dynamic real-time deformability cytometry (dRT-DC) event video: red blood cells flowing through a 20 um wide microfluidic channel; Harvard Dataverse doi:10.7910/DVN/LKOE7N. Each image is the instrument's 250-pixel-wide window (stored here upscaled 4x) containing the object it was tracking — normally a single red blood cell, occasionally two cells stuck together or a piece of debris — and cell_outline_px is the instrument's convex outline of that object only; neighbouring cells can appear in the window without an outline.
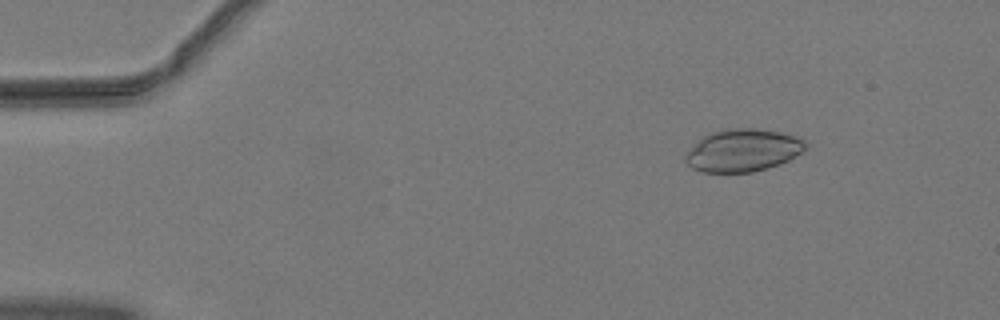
{"species": "common noctule bat (a hibernating species)", "species_latin": "Nyctalus noctula", "temperature_condition": "warm", "stored_images_in_passage": 45, "camera_frame_rate_fps": 3000, "um_per_image_px": 0.085, "animal": {"sex": "male", "body_mass_g": 19.2, "forearm_length_mm": 51.8}, "frame": {"image": 1, "passage_image": 1, "time_ms": 0.0, "image_size_px": [1000, 320], "cell_outline_px": [[808, 144], [804, 152], [780, 164], [768, 168], [752, 172], [704, 172], [692, 168], [684, 160], [684, 152], [688, 148], [704, 136], [712, 132], [728, 128], [752, 128], [780, 132], [796, 136], [804, 140]], "centroid_in_image_um": [63.14, 12.78], "position_along_channel_um": 21.9, "area_um2": 30.0}}
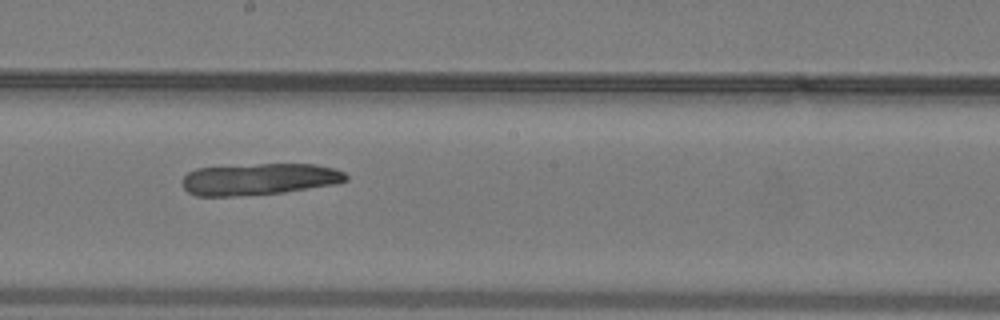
{"frame": {"image": 2, "passage_image": 23, "time_ms": 7.333, "image_size_px": [1000, 320], "cell_outline_px": [[348, 180], [336, 184], [284, 192], [236, 196], [196, 196], [188, 192], [180, 184], [180, 180], [188, 172], [196, 168], [260, 164], [316, 164], [332, 168], [344, 172], [348, 176]], "centroid_in_image_um": [22.0, 15.23], "position_along_channel_um": 226.2, "area_um2": 30.35}}
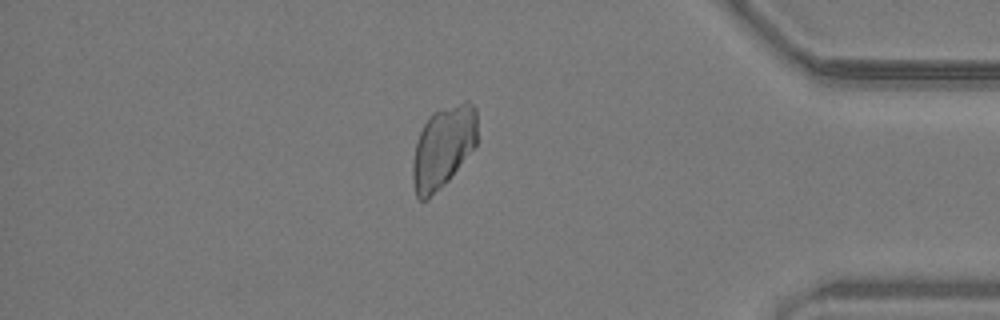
{"frame": {"image": 3, "passage_image": 38, "time_ms": 12.333, "image_size_px": [1000, 320], "cell_outline_px": [[476, 144], [448, 180], [428, 200], [420, 200], [416, 196], [412, 180], [412, 164], [416, 140], [428, 116], [432, 112], [440, 108], [464, 100], [468, 100], [476, 108]], "centroid_in_image_um": [37.64, 12.47], "position_along_channel_um": 397.6, "area_um2": 30.87}}